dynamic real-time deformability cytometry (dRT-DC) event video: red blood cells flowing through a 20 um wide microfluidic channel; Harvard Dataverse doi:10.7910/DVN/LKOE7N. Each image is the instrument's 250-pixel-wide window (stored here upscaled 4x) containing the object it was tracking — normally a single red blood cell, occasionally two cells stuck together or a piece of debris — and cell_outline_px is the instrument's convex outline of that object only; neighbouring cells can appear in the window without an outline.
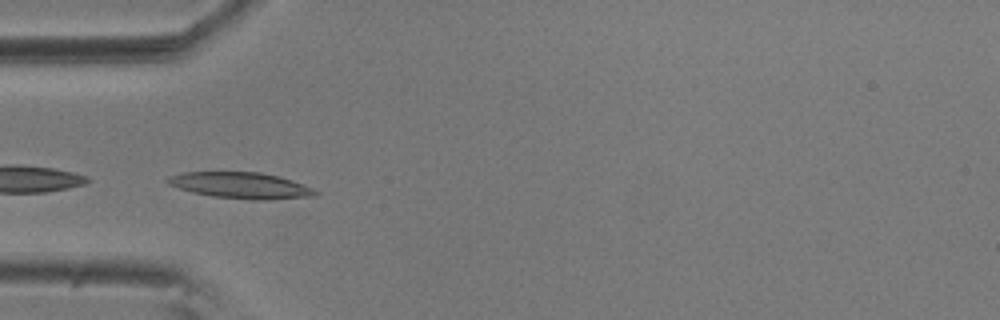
{"species": "common noctule bat (a hibernating species)", "species_latin": "Nyctalus noctula", "temperature_condition": "room temperature", "stored_images_in_passage": 31, "camera_frame_rate_fps": 3000, "um_per_image_px": 0.085, "animal": {"sex": "male", "body_mass_g": 20.5, "forearm_length_mm": 52.5}, "frame": {"image": 1, "passage_image": 17, "time_ms": 5.333, "image_size_px": [1000, 320], "cell_outline_px": [[320, 192], [316, 196], [268, 200], [252, 200], [212, 196], [192, 192], [168, 184], [164, 180], [168, 176], [184, 172], [260, 172], [280, 176], [292, 180], [312, 188]], "centroid_in_image_um": [20.48, 15.76], "position_along_channel_um": 64.5, "area_um2": 22.66}}
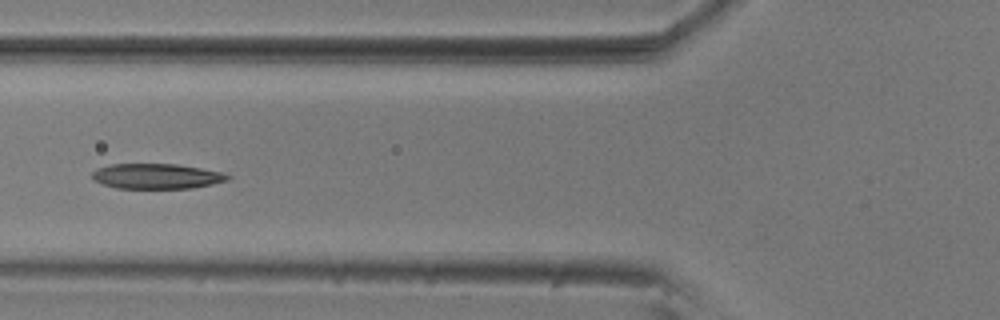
{"frame": {"image": 2, "passage_image": 21, "time_ms": 6.667, "image_size_px": [1000, 320], "cell_outline_px": [[232, 176], [228, 180], [212, 184], [192, 188], [116, 188], [92, 180], [92, 172], [96, 168], [112, 164], [176, 164], [224, 172]], "centroid_in_image_um": [13.32, 14.97], "position_along_channel_um": 112.5, "area_um2": 19.94}}
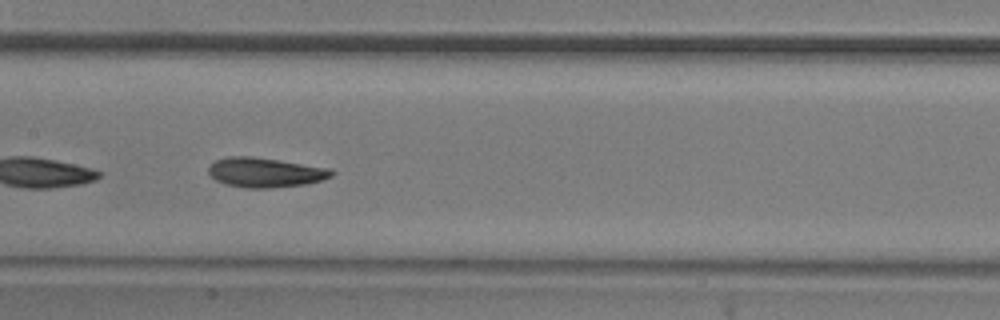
{"frame": {"image": 3, "passage_image": 27, "time_ms": 8.667, "image_size_px": [1000, 320], "cell_outline_px": [[336, 172], [332, 176], [320, 180], [304, 184], [272, 188], [248, 188], [224, 184], [216, 180], [208, 172], [208, 168], [216, 160], [228, 156], [252, 156], [280, 160], [332, 168]], "centroid_in_image_um": [22.57, 14.65], "position_along_channel_um": 184.8, "area_um2": 21.33}}